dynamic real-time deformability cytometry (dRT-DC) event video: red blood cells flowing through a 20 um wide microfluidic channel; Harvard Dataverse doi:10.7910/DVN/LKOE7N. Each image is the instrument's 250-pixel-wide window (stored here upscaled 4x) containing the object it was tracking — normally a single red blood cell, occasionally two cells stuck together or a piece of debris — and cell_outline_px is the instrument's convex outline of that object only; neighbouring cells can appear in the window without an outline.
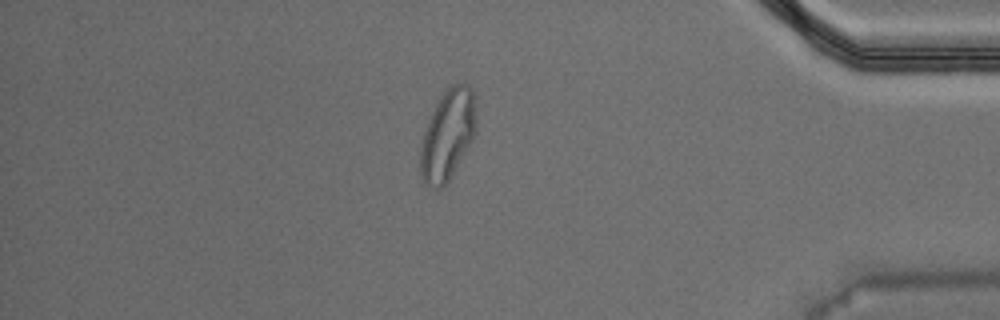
{"species": "Egyptian fruit bat (a non-hibernating species)", "species_latin": "Rousettus aegyptiacus", "temperature_condition": "warm", "stored_images_in_passage": 54, "camera_frame_rate_fps": 3000, "um_per_image_px": 0.085, "animal": {"sex": "male"}, "frame": {"image": 1, "passage_image": 46, "time_ms": 15.0, "image_size_px": [1000, 320], "cell_outline_px": [[476, 132], [444, 188], [436, 188], [424, 184], [420, 172], [420, 148], [424, 132], [428, 120], [436, 104], [444, 92], [452, 84], [468, 84], [472, 88], [476, 96]], "centroid_in_image_um": [38.06, 11.45], "position_along_channel_um": 397.1, "area_um2": 29.36}, "authors_computed_cell_mechanics": {"area_um2": 19.9121, "velocity_mm_per_s": 3.711, "shape_relaxation_time_tau1_ms": null, "shape_relaxation_time_tau2_ms": 1.1491, "deformation_change_tau1": null, "deformation_change_tau2": 0.0708}}